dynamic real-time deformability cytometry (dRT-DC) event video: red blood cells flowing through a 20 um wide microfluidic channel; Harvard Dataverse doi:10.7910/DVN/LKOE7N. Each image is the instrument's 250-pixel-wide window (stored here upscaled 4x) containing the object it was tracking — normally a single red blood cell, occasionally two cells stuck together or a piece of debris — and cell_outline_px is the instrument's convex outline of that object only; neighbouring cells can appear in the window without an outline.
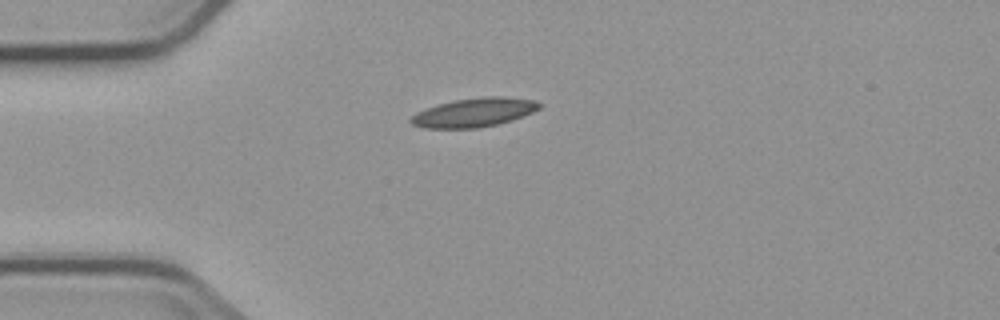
{"species": "common noctule bat (a hibernating species)", "species_latin": "Nyctalus noctula", "temperature_condition": "cold", "stored_images_in_passage": 3, "camera_frame_rate_fps": 3000, "um_per_image_px": 0.085, "animal": {"sex": "male", "body_mass_g": 23.1, "forearm_length_mm": 52.7}, "frame": {"image": 1, "passage_image": 1, "time_ms": 0.0, "image_size_px": [1000, 320], "cell_outline_px": [[540, 108], [532, 112], [512, 120], [496, 124], [476, 128], [424, 128], [412, 124], [408, 120], [416, 112], [440, 104], [456, 100], [480, 96], [504, 96], [536, 100], [540, 104]], "centroid_in_image_um": [40.3, 9.55], "position_along_channel_um": 44.7, "area_um2": 21.5}}
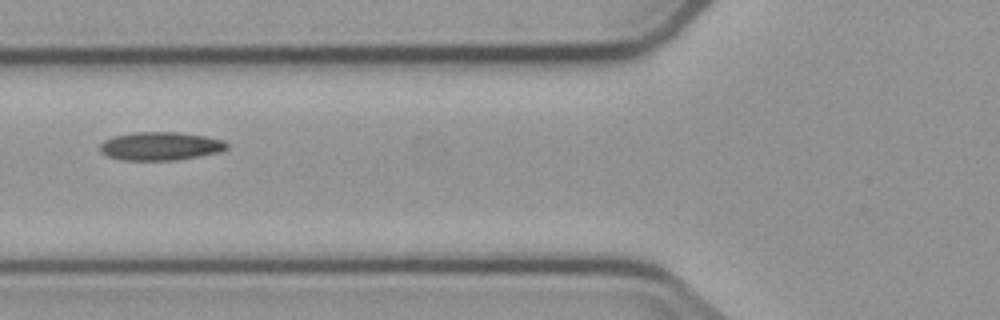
{"frame": {"image": 2, "passage_image": 3, "time_ms": 2.333, "image_size_px": [1000, 320], "cell_outline_px": [[228, 148], [220, 152], [200, 156], [176, 160], [120, 160], [108, 156], [100, 152], [100, 144], [104, 140], [116, 136], [136, 132], [180, 132], [204, 136], [224, 140], [228, 144]], "centroid_in_image_um": [13.65, 12.42], "position_along_channel_um": 112.1, "area_um2": 20.98}}